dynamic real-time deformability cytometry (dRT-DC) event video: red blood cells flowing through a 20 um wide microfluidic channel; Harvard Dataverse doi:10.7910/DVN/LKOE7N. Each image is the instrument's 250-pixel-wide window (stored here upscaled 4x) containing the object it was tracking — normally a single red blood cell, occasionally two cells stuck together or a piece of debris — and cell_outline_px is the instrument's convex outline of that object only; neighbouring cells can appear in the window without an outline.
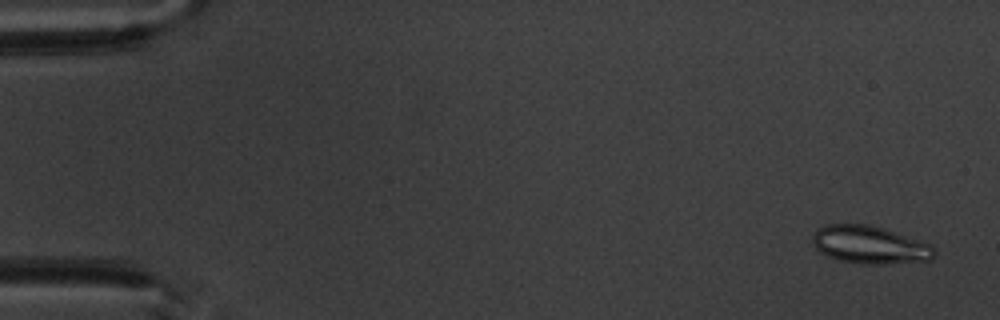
{"species": "common noctule bat (a hibernating species)", "species_latin": "Nyctalus noctula", "temperature_condition": "warm", "stored_images_in_passage": 5, "camera_frame_rate_fps": 3000, "um_per_image_px": 0.085, "animal": {"sex": "male", "body_mass_g": 20.1, "forearm_length_mm": 53.5}, "frame": {"image": 1, "passage_image": 1, "time_ms": 0.0, "image_size_px": [1000, 320], "cell_outline_px": [[936, 252], [932, 260], [884, 264], [864, 264], [840, 260], [828, 256], [820, 252], [816, 248], [812, 240], [812, 236], [816, 228], [828, 224], [868, 224], [884, 228], [932, 244], [936, 248]], "centroid_in_image_um": [73.96, 20.8], "position_along_channel_um": 11.0, "area_um2": 27.05}}
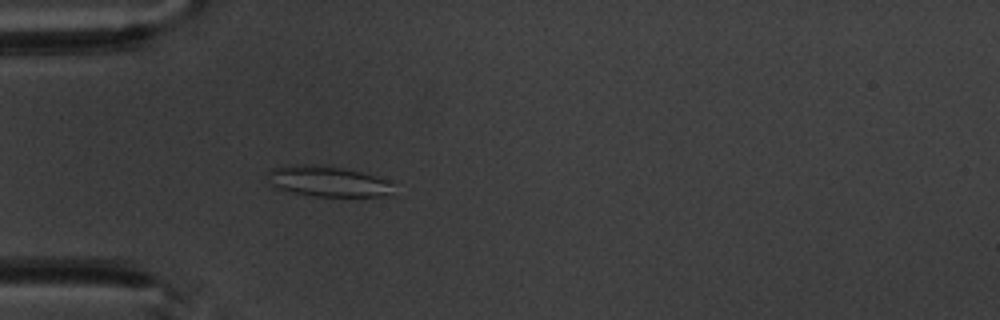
{"frame": {"image": 2, "passage_image": 5, "time_ms": 4.667, "image_size_px": [1000, 320], "cell_outline_px": [[396, 196], [312, 196], [292, 192], [276, 188], [272, 184], [268, 172], [272, 168], [292, 164], [308, 164], [344, 168], [360, 172], [388, 180], [396, 184]], "centroid_in_image_um": [27.98, 15.43], "position_along_channel_um": 57.0, "area_um2": 22.66}}